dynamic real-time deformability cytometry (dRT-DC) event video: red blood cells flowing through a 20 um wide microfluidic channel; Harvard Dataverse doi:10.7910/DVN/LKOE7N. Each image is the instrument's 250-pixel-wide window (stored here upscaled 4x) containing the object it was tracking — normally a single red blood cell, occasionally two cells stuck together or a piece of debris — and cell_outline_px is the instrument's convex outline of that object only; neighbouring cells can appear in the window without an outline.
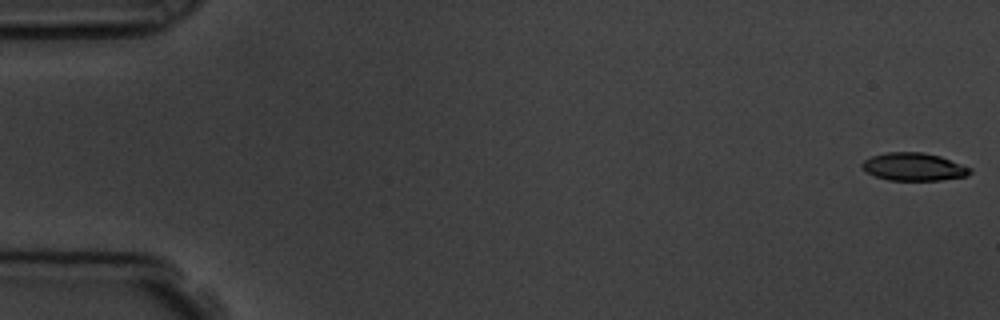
{"species": "common noctule bat (a hibernating species)", "species_latin": "Nyctalus noctula", "temperature_condition": "room temperature", "stored_images_in_passage": 54, "camera_frame_rate_fps": 3000, "um_per_image_px": 0.085, "animal": {"sex": "male", "body_mass_g": 19.5, "forearm_length_mm": 54.6}, "frame": {"image": 1, "passage_image": 1, "time_ms": 0.0, "image_size_px": [1000, 320], "cell_outline_px": [[972, 172], [968, 176], [940, 180], [888, 180], [876, 176], [868, 172], [860, 164], [864, 160], [872, 156], [888, 152], [924, 152], [940, 156], [972, 168]], "centroid_in_image_um": [77.71, 14.17], "position_along_channel_um": 7.3, "area_um2": 17.46}}
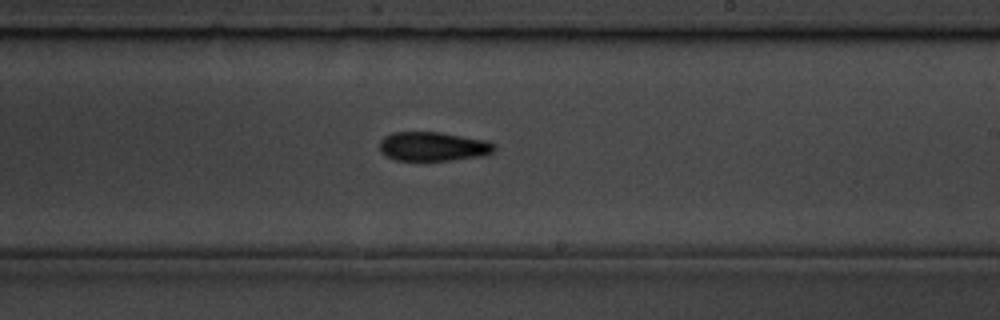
{"frame": {"image": 2, "passage_image": 32, "time_ms": 10.333, "image_size_px": [1000, 320], "cell_outline_px": [[496, 148], [492, 152], [484, 156], [448, 160], [396, 160], [384, 156], [380, 152], [380, 140], [384, 136], [392, 132], [440, 132], [488, 140], [496, 144]], "centroid_in_image_um": [36.82, 12.44], "position_along_channel_um": 252.2, "area_um2": 19.71}}
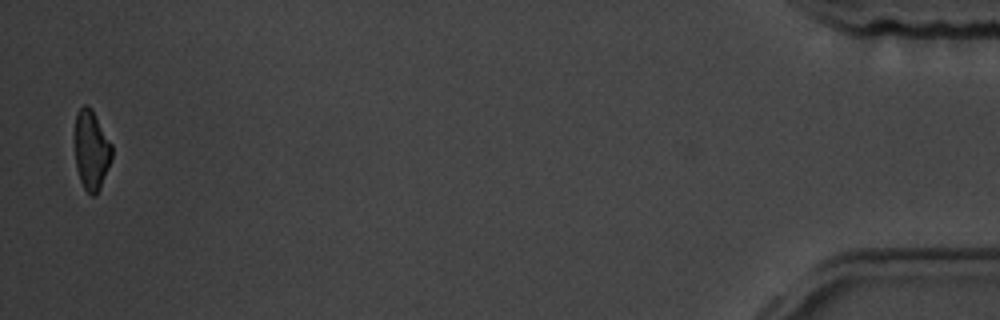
{"frame": {"image": 3, "passage_image": 53, "time_ms": 17.333, "image_size_px": [1000, 320], "cell_outline_px": [[112, 160], [100, 188], [96, 196], [92, 196], [84, 188], [80, 180], [76, 168], [76, 112], [84, 104], [88, 104], [92, 108], [112, 144]], "centroid_in_image_um": [7.79, 12.76], "position_along_channel_um": 427.4, "area_um2": 17.22}, "authors_computed_cell_mechanics": {"area_um2": 18.9006, "velocity_mm_per_s": 3.8213, "shape_relaxation_time_tau1_ms": 2.9517, "shape_relaxation_time_tau2_ms": 7.2871, "deformation_change_tau1": 0.1102, "deformation_change_tau2": 0.1645}}